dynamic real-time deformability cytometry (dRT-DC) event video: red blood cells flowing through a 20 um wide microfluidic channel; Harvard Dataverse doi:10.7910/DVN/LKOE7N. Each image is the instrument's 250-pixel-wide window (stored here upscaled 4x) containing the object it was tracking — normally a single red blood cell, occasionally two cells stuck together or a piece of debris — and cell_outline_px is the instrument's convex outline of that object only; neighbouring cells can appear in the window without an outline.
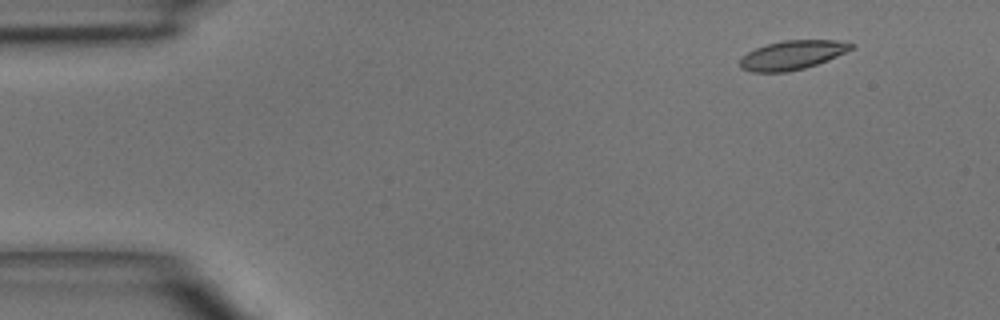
{"species": "common noctule bat (a hibernating species)", "species_latin": "Nyctalus noctula", "temperature_condition": "room temperature", "stored_images_in_passage": 3, "camera_frame_rate_fps": 3000, "um_per_image_px": 0.085, "animal": {"sex": "male", "body_mass_g": 15.6}, "frame": {"image": 1, "passage_image": 1, "time_ms": 0.0, "image_size_px": [1000, 320], "cell_outline_px": [[856, 44], [852, 48], [828, 60], [804, 68], [788, 72], [752, 72], [740, 68], [740, 60], [748, 52], [756, 48], [768, 44], [784, 40], [836, 40]], "centroid_in_image_um": [67.33, 4.68], "position_along_channel_um": 17.7, "area_um2": 18.61}}